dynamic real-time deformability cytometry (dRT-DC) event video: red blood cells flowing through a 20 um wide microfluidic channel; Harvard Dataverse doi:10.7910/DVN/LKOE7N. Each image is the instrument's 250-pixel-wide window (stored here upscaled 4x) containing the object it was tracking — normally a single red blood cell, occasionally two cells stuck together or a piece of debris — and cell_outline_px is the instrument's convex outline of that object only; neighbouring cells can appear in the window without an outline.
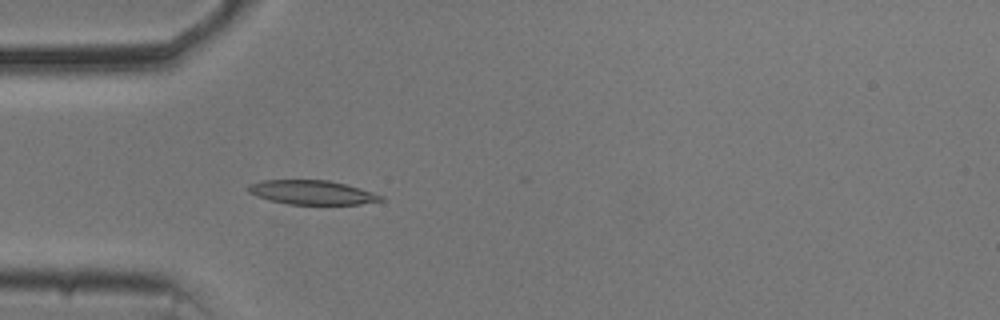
{"species": "common noctule bat (a hibernating species)", "species_latin": "Nyctalus noctula", "temperature_condition": "cold", "stored_images_in_passage": 18, "camera_frame_rate_fps": 3000, "um_per_image_px": 0.085, "animal": {"sex": "male", "body_mass_g": 20.5, "forearm_length_mm": 52.5}, "frame": {"image": 1, "passage_image": 15, "time_ms": 4.667, "image_size_px": [1000, 320], "cell_outline_px": [[384, 200], [360, 204], [288, 204], [268, 200], [256, 196], [248, 192], [244, 188], [248, 184], [264, 180], [328, 180], [360, 188], [384, 196]], "centroid_in_image_um": [26.47, 16.35], "position_along_channel_um": 58.5, "area_um2": 18.73}}